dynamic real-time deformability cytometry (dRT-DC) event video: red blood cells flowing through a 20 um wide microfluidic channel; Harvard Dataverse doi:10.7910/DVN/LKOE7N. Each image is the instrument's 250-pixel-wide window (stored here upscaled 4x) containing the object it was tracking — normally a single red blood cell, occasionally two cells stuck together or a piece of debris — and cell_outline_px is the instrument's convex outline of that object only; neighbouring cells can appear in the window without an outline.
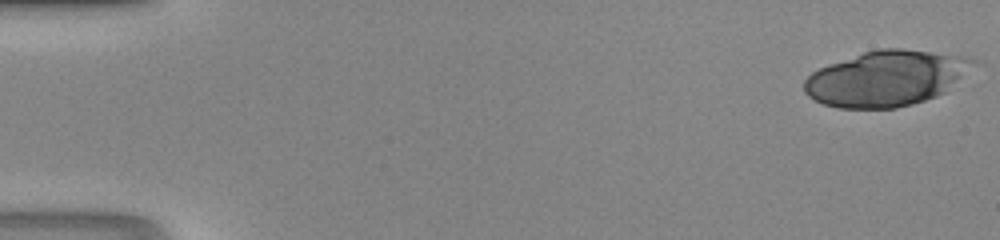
{"species": "human", "species_latin": "Homo sapiens", "temperature_condition": "room temperature", "stored_images_in_passage": 37, "camera_frame_rate_fps": 3000, "um_per_image_px": 0.085, "donor": {"sex": "male"}, "frame": {"image": 1, "passage_image": 1, "time_ms": 0.0, "image_size_px": [1000, 240], "cell_outline_px": [[960, 76], [944, 92], [936, 96], [912, 104], [896, 108], [840, 108], [824, 104], [808, 96], [804, 92], [804, 80], [812, 72], [828, 64], [876, 48], [900, 48], [928, 52], [948, 56], [960, 72]], "centroid_in_image_um": [74.97, 6.72], "position_along_channel_um": 10.0, "area_um2": 51.5}}
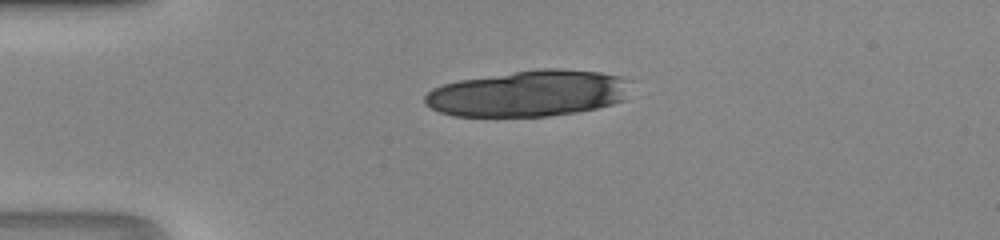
{"frame": {"image": 2, "passage_image": 12, "time_ms": 3.667, "image_size_px": [1000, 240], "cell_outline_px": [[632, 80], [624, 100], [612, 104], [596, 108], [576, 112], [548, 116], [452, 116], [440, 112], [424, 104], [424, 96], [432, 88], [444, 84], [460, 80], [540, 68], [560, 68], [600, 72], [620, 76]], "centroid_in_image_um": [44.95, 7.94], "position_along_channel_um": 40.1, "area_um2": 55.55}}